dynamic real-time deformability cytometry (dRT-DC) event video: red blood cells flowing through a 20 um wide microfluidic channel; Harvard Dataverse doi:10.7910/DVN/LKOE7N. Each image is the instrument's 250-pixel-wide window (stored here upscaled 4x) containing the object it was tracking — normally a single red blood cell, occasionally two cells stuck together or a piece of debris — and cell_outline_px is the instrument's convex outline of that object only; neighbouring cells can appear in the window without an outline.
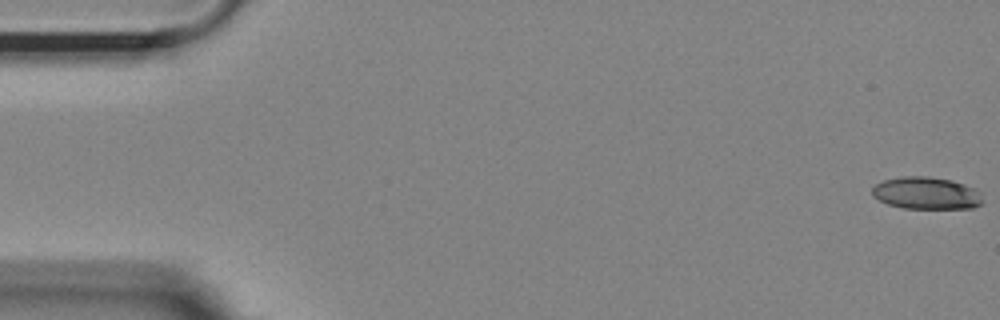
{"species": "Egyptian fruit bat (a non-hibernating species)", "species_latin": "Rousettus aegyptiacus", "temperature_condition": "room temperature", "stored_images_in_passage": 54, "camera_frame_rate_fps": 3000, "um_per_image_px": 0.085, "animal": {"sex": "female"}, "frame": {"image": 1, "passage_image": 1, "time_ms": 0.0, "image_size_px": [1000, 320], "cell_outline_px": [[984, 200], [980, 204], [972, 208], [904, 208], [888, 204], [872, 196], [872, 188], [876, 184], [884, 180], [900, 176], [928, 176], [952, 180], [964, 184], [972, 188]], "centroid_in_image_um": [78.7, 16.41], "position_along_channel_um": 6.3, "area_um2": 20.58}}
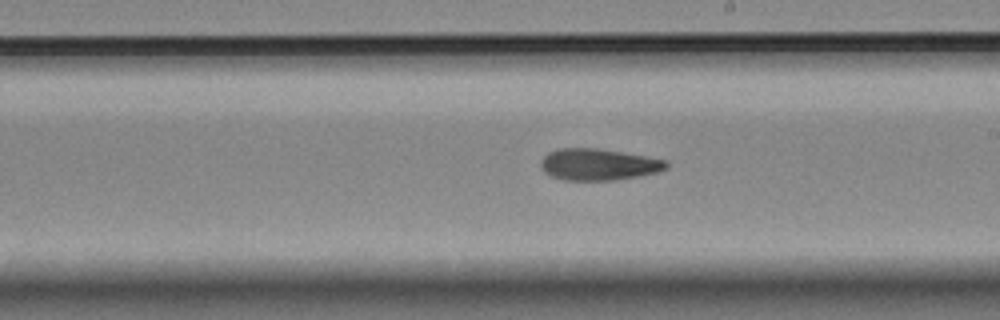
{"frame": {"image": 2, "passage_image": 31, "time_ms": 10.0, "image_size_px": [1000, 320], "cell_outline_px": [[668, 168], [656, 172], [636, 176], [612, 180], [564, 180], [552, 176], [544, 172], [540, 164], [540, 160], [548, 152], [560, 148], [600, 148], [668, 160]], "centroid_in_image_um": [50.85, 13.97], "position_along_channel_um": 238.1, "area_um2": 23.06}}
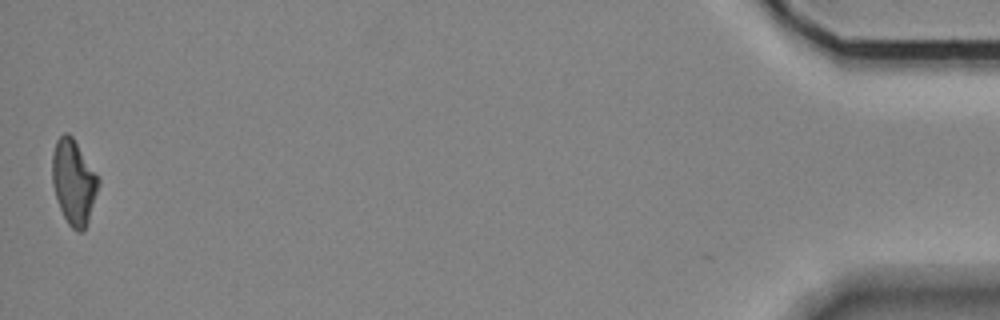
{"frame": {"image": 3, "passage_image": 54, "time_ms": 17.667, "image_size_px": [1000, 320], "cell_outline_px": [[100, 184], [84, 232], [76, 232], [68, 224], [60, 208], [52, 184], [52, 156], [56, 140], [64, 132], [68, 132], [72, 136], [100, 180]], "centroid_in_image_um": [6.25, 15.48], "position_along_channel_um": 428.9, "area_um2": 22.66}, "authors_computed_cell_mechanics": {"area_um2": 22.8888, "velocity_mm_per_s": 3.7024, "shape_relaxation_time_tau1_ms": null, "shape_relaxation_time_tau2_ms": 6.6007, "deformation_change_tau1": null, "deformation_change_tau2": 0.1695}}